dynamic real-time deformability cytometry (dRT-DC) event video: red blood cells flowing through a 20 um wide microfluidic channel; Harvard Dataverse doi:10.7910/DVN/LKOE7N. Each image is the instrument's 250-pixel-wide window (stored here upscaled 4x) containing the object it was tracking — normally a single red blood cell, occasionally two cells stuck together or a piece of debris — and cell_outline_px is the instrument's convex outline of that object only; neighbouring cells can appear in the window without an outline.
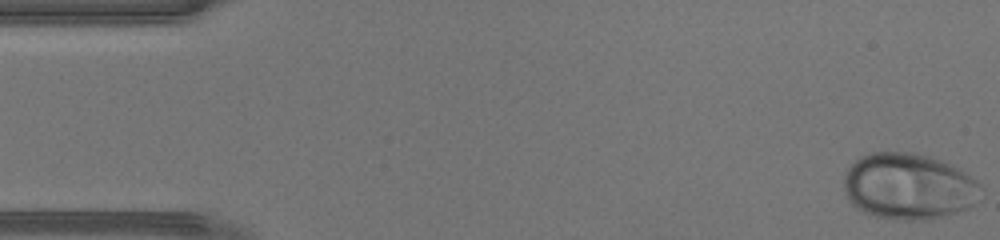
{"species": "human", "species_latin": "Homo sapiens", "temperature_condition": "warm", "stored_images_in_passage": 44, "camera_frame_rate_fps": 3000, "um_per_image_px": 0.085, "donor": {"sex": "male"}, "frame": {"image": 1, "passage_image": 1, "time_ms": 0.0, "image_size_px": [1000, 240], "cell_outline_px": [[984, 188], [972, 204], [968, 208], [956, 212], [924, 220], [896, 220], [876, 216], [864, 212], [856, 208], [848, 200], [844, 192], [844, 176], [848, 168], [860, 156], [872, 152], [912, 152], [928, 156], [940, 160], [956, 168], [976, 180]], "centroid_in_image_um": [77.19, 15.84], "position_along_channel_um": 7.8, "area_um2": 52.71}}
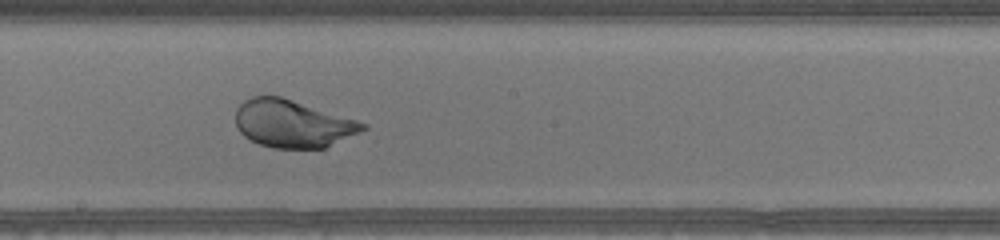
{"frame": {"image": 2, "passage_image": 24, "time_ms": 7.667, "image_size_px": [1000, 240], "cell_outline_px": [[368, 128], [360, 132], [324, 148], [272, 148], [260, 144], [244, 136], [240, 132], [236, 124], [236, 108], [244, 100], [252, 96], [280, 96], [356, 120], [368, 124]], "centroid_in_image_um": [24.86, 10.51], "position_along_channel_um": 223.3, "area_um2": 34.97}}
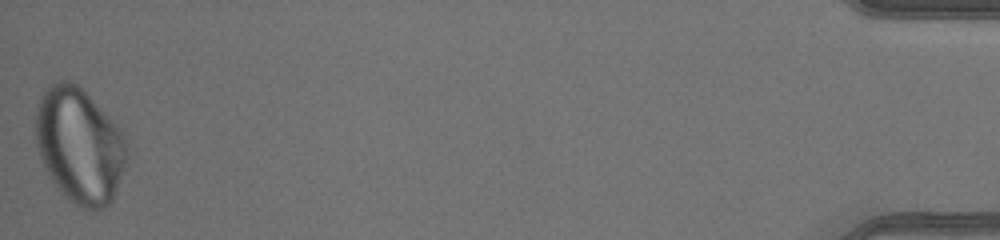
{"frame": {"image": 3, "passage_image": 44, "time_ms": 14.333, "image_size_px": [1000, 240], "cell_outline_px": [[128, 156], [124, 168], [112, 200], [104, 208], [92, 212], [88, 212], [72, 204], [56, 188], [40, 156], [36, 144], [36, 112], [40, 96], [56, 80], [72, 80], [120, 128], [128, 144]], "centroid_in_image_um": [6.77, 12.42], "position_along_channel_um": 428.4, "area_um2": 61.33}}